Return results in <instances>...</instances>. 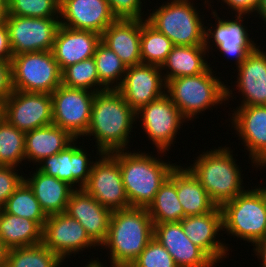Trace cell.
<instances>
[{
    "label": "cell",
    "mask_w": 266,
    "mask_h": 267,
    "mask_svg": "<svg viewBox=\"0 0 266 267\" xmlns=\"http://www.w3.org/2000/svg\"><path fill=\"white\" fill-rule=\"evenodd\" d=\"M21 170L14 166H0V209L24 180V172Z\"/></svg>",
    "instance_id": "cell-40"
},
{
    "label": "cell",
    "mask_w": 266,
    "mask_h": 267,
    "mask_svg": "<svg viewBox=\"0 0 266 267\" xmlns=\"http://www.w3.org/2000/svg\"><path fill=\"white\" fill-rule=\"evenodd\" d=\"M42 243L64 261L86 249L100 248L87 234L84 227L65 212L47 216L42 231ZM97 247V249H96ZM82 251V252H81ZM76 254V255H74Z\"/></svg>",
    "instance_id": "cell-14"
},
{
    "label": "cell",
    "mask_w": 266,
    "mask_h": 267,
    "mask_svg": "<svg viewBox=\"0 0 266 267\" xmlns=\"http://www.w3.org/2000/svg\"><path fill=\"white\" fill-rule=\"evenodd\" d=\"M140 36L141 19H117L104 30L101 41L129 67L142 63Z\"/></svg>",
    "instance_id": "cell-25"
},
{
    "label": "cell",
    "mask_w": 266,
    "mask_h": 267,
    "mask_svg": "<svg viewBox=\"0 0 266 267\" xmlns=\"http://www.w3.org/2000/svg\"><path fill=\"white\" fill-rule=\"evenodd\" d=\"M207 53L205 45H174L160 67L165 81L205 72L214 63L213 61L208 63L209 54Z\"/></svg>",
    "instance_id": "cell-28"
},
{
    "label": "cell",
    "mask_w": 266,
    "mask_h": 267,
    "mask_svg": "<svg viewBox=\"0 0 266 267\" xmlns=\"http://www.w3.org/2000/svg\"><path fill=\"white\" fill-rule=\"evenodd\" d=\"M220 208L224 234L248 244L265 238L266 197L259 186H248Z\"/></svg>",
    "instance_id": "cell-7"
},
{
    "label": "cell",
    "mask_w": 266,
    "mask_h": 267,
    "mask_svg": "<svg viewBox=\"0 0 266 267\" xmlns=\"http://www.w3.org/2000/svg\"><path fill=\"white\" fill-rule=\"evenodd\" d=\"M130 267H177L174 259L154 237Z\"/></svg>",
    "instance_id": "cell-39"
},
{
    "label": "cell",
    "mask_w": 266,
    "mask_h": 267,
    "mask_svg": "<svg viewBox=\"0 0 266 267\" xmlns=\"http://www.w3.org/2000/svg\"><path fill=\"white\" fill-rule=\"evenodd\" d=\"M6 120V100L0 98V124Z\"/></svg>",
    "instance_id": "cell-50"
},
{
    "label": "cell",
    "mask_w": 266,
    "mask_h": 267,
    "mask_svg": "<svg viewBox=\"0 0 266 267\" xmlns=\"http://www.w3.org/2000/svg\"><path fill=\"white\" fill-rule=\"evenodd\" d=\"M154 237L177 267H216L217 264L184 233L181 222L154 223Z\"/></svg>",
    "instance_id": "cell-22"
},
{
    "label": "cell",
    "mask_w": 266,
    "mask_h": 267,
    "mask_svg": "<svg viewBox=\"0 0 266 267\" xmlns=\"http://www.w3.org/2000/svg\"><path fill=\"white\" fill-rule=\"evenodd\" d=\"M6 120L23 132L51 125V94L14 90L6 99Z\"/></svg>",
    "instance_id": "cell-18"
},
{
    "label": "cell",
    "mask_w": 266,
    "mask_h": 267,
    "mask_svg": "<svg viewBox=\"0 0 266 267\" xmlns=\"http://www.w3.org/2000/svg\"><path fill=\"white\" fill-rule=\"evenodd\" d=\"M260 184L258 185L259 186V188L262 190V192L264 193V195H265V197H266V186H265V182H263L264 183V186L262 187V185H263V183H261V182H259Z\"/></svg>",
    "instance_id": "cell-52"
},
{
    "label": "cell",
    "mask_w": 266,
    "mask_h": 267,
    "mask_svg": "<svg viewBox=\"0 0 266 267\" xmlns=\"http://www.w3.org/2000/svg\"><path fill=\"white\" fill-rule=\"evenodd\" d=\"M176 189L185 217L203 215L216 207L202 184L184 163L176 165Z\"/></svg>",
    "instance_id": "cell-29"
},
{
    "label": "cell",
    "mask_w": 266,
    "mask_h": 267,
    "mask_svg": "<svg viewBox=\"0 0 266 267\" xmlns=\"http://www.w3.org/2000/svg\"><path fill=\"white\" fill-rule=\"evenodd\" d=\"M83 189L112 211L131 207L123 186L117 151L101 153L95 159Z\"/></svg>",
    "instance_id": "cell-12"
},
{
    "label": "cell",
    "mask_w": 266,
    "mask_h": 267,
    "mask_svg": "<svg viewBox=\"0 0 266 267\" xmlns=\"http://www.w3.org/2000/svg\"><path fill=\"white\" fill-rule=\"evenodd\" d=\"M11 66L14 90L51 94L62 84L61 70L52 51L13 55Z\"/></svg>",
    "instance_id": "cell-9"
},
{
    "label": "cell",
    "mask_w": 266,
    "mask_h": 267,
    "mask_svg": "<svg viewBox=\"0 0 266 267\" xmlns=\"http://www.w3.org/2000/svg\"><path fill=\"white\" fill-rule=\"evenodd\" d=\"M185 235L201 248L216 264L229 259L230 244L220 239L223 234L222 212L215 207L203 215L186 216L181 221ZM222 231V233H221Z\"/></svg>",
    "instance_id": "cell-20"
},
{
    "label": "cell",
    "mask_w": 266,
    "mask_h": 267,
    "mask_svg": "<svg viewBox=\"0 0 266 267\" xmlns=\"http://www.w3.org/2000/svg\"><path fill=\"white\" fill-rule=\"evenodd\" d=\"M117 90L135 111L166 94V81L161 68L155 65L139 64L129 66Z\"/></svg>",
    "instance_id": "cell-19"
},
{
    "label": "cell",
    "mask_w": 266,
    "mask_h": 267,
    "mask_svg": "<svg viewBox=\"0 0 266 267\" xmlns=\"http://www.w3.org/2000/svg\"><path fill=\"white\" fill-rule=\"evenodd\" d=\"M24 173V181L32 189L45 214H59L66 211L67 203L74 188L67 182L48 176L36 168ZM32 172V173H31Z\"/></svg>",
    "instance_id": "cell-26"
},
{
    "label": "cell",
    "mask_w": 266,
    "mask_h": 267,
    "mask_svg": "<svg viewBox=\"0 0 266 267\" xmlns=\"http://www.w3.org/2000/svg\"><path fill=\"white\" fill-rule=\"evenodd\" d=\"M93 58L99 82L106 89H117L128 68L125 63L102 41L97 45Z\"/></svg>",
    "instance_id": "cell-35"
},
{
    "label": "cell",
    "mask_w": 266,
    "mask_h": 267,
    "mask_svg": "<svg viewBox=\"0 0 266 267\" xmlns=\"http://www.w3.org/2000/svg\"><path fill=\"white\" fill-rule=\"evenodd\" d=\"M13 53L9 42V33L7 25L4 22L0 23V60L11 61Z\"/></svg>",
    "instance_id": "cell-44"
},
{
    "label": "cell",
    "mask_w": 266,
    "mask_h": 267,
    "mask_svg": "<svg viewBox=\"0 0 266 267\" xmlns=\"http://www.w3.org/2000/svg\"><path fill=\"white\" fill-rule=\"evenodd\" d=\"M147 210L153 223L180 222L185 217L177 196L176 166L160 186Z\"/></svg>",
    "instance_id": "cell-31"
},
{
    "label": "cell",
    "mask_w": 266,
    "mask_h": 267,
    "mask_svg": "<svg viewBox=\"0 0 266 267\" xmlns=\"http://www.w3.org/2000/svg\"><path fill=\"white\" fill-rule=\"evenodd\" d=\"M212 67L215 66H210L201 74L178 77L166 82V95L190 122L199 119L200 114L204 115L206 109H217L223 104L227 108L226 82L222 81L225 79L221 75L216 76L217 71Z\"/></svg>",
    "instance_id": "cell-5"
},
{
    "label": "cell",
    "mask_w": 266,
    "mask_h": 267,
    "mask_svg": "<svg viewBox=\"0 0 266 267\" xmlns=\"http://www.w3.org/2000/svg\"><path fill=\"white\" fill-rule=\"evenodd\" d=\"M136 149L137 147L134 150L132 148V151H117V162L120 165L122 182L130 206L148 208L177 162L175 164L169 159L166 160L164 157L167 156V152L157 151L155 155L152 151L150 153Z\"/></svg>",
    "instance_id": "cell-2"
},
{
    "label": "cell",
    "mask_w": 266,
    "mask_h": 267,
    "mask_svg": "<svg viewBox=\"0 0 266 267\" xmlns=\"http://www.w3.org/2000/svg\"><path fill=\"white\" fill-rule=\"evenodd\" d=\"M95 92L60 85L51 93L52 124L80 139L87 132Z\"/></svg>",
    "instance_id": "cell-11"
},
{
    "label": "cell",
    "mask_w": 266,
    "mask_h": 267,
    "mask_svg": "<svg viewBox=\"0 0 266 267\" xmlns=\"http://www.w3.org/2000/svg\"><path fill=\"white\" fill-rule=\"evenodd\" d=\"M56 1H57L58 5L60 6L66 0H56Z\"/></svg>",
    "instance_id": "cell-53"
},
{
    "label": "cell",
    "mask_w": 266,
    "mask_h": 267,
    "mask_svg": "<svg viewBox=\"0 0 266 267\" xmlns=\"http://www.w3.org/2000/svg\"><path fill=\"white\" fill-rule=\"evenodd\" d=\"M60 24L100 35L117 19L107 0H66L59 6Z\"/></svg>",
    "instance_id": "cell-21"
},
{
    "label": "cell",
    "mask_w": 266,
    "mask_h": 267,
    "mask_svg": "<svg viewBox=\"0 0 266 267\" xmlns=\"http://www.w3.org/2000/svg\"><path fill=\"white\" fill-rule=\"evenodd\" d=\"M2 210L11 215L36 221L42 228L47 220V215L24 180L10 195Z\"/></svg>",
    "instance_id": "cell-34"
},
{
    "label": "cell",
    "mask_w": 266,
    "mask_h": 267,
    "mask_svg": "<svg viewBox=\"0 0 266 267\" xmlns=\"http://www.w3.org/2000/svg\"><path fill=\"white\" fill-rule=\"evenodd\" d=\"M254 169H256L255 171L260 169V173H262L261 170H266V154L257 163H255Z\"/></svg>",
    "instance_id": "cell-51"
},
{
    "label": "cell",
    "mask_w": 266,
    "mask_h": 267,
    "mask_svg": "<svg viewBox=\"0 0 266 267\" xmlns=\"http://www.w3.org/2000/svg\"><path fill=\"white\" fill-rule=\"evenodd\" d=\"M107 1L116 19H146L147 15L144 14L145 7H143V4L145 6L147 0H107Z\"/></svg>",
    "instance_id": "cell-41"
},
{
    "label": "cell",
    "mask_w": 266,
    "mask_h": 267,
    "mask_svg": "<svg viewBox=\"0 0 266 267\" xmlns=\"http://www.w3.org/2000/svg\"><path fill=\"white\" fill-rule=\"evenodd\" d=\"M65 213L76 219L99 247L105 242L112 210L102 206L83 188L72 191Z\"/></svg>",
    "instance_id": "cell-23"
},
{
    "label": "cell",
    "mask_w": 266,
    "mask_h": 267,
    "mask_svg": "<svg viewBox=\"0 0 266 267\" xmlns=\"http://www.w3.org/2000/svg\"><path fill=\"white\" fill-rule=\"evenodd\" d=\"M8 250L0 239V267L6 264Z\"/></svg>",
    "instance_id": "cell-47"
},
{
    "label": "cell",
    "mask_w": 266,
    "mask_h": 267,
    "mask_svg": "<svg viewBox=\"0 0 266 267\" xmlns=\"http://www.w3.org/2000/svg\"><path fill=\"white\" fill-rule=\"evenodd\" d=\"M137 126L136 112L123 95L117 89H106L94 95L90 123L82 140L93 136L90 141L95 140L93 146L101 153L131 150V132Z\"/></svg>",
    "instance_id": "cell-1"
},
{
    "label": "cell",
    "mask_w": 266,
    "mask_h": 267,
    "mask_svg": "<svg viewBox=\"0 0 266 267\" xmlns=\"http://www.w3.org/2000/svg\"><path fill=\"white\" fill-rule=\"evenodd\" d=\"M42 231L36 221L0 209V239L8 249L42 243Z\"/></svg>",
    "instance_id": "cell-30"
},
{
    "label": "cell",
    "mask_w": 266,
    "mask_h": 267,
    "mask_svg": "<svg viewBox=\"0 0 266 267\" xmlns=\"http://www.w3.org/2000/svg\"><path fill=\"white\" fill-rule=\"evenodd\" d=\"M67 264L43 243L34 246L17 247L8 250V267H63Z\"/></svg>",
    "instance_id": "cell-33"
},
{
    "label": "cell",
    "mask_w": 266,
    "mask_h": 267,
    "mask_svg": "<svg viewBox=\"0 0 266 267\" xmlns=\"http://www.w3.org/2000/svg\"><path fill=\"white\" fill-rule=\"evenodd\" d=\"M100 42L101 35L96 32L60 25L51 51L62 71L69 65L92 58Z\"/></svg>",
    "instance_id": "cell-24"
},
{
    "label": "cell",
    "mask_w": 266,
    "mask_h": 267,
    "mask_svg": "<svg viewBox=\"0 0 266 267\" xmlns=\"http://www.w3.org/2000/svg\"><path fill=\"white\" fill-rule=\"evenodd\" d=\"M253 18H255V19L256 18L257 19H260L261 18L262 23L266 27V0H261V3L259 5V7L257 8V10H256L255 15L253 16Z\"/></svg>",
    "instance_id": "cell-46"
},
{
    "label": "cell",
    "mask_w": 266,
    "mask_h": 267,
    "mask_svg": "<svg viewBox=\"0 0 266 267\" xmlns=\"http://www.w3.org/2000/svg\"><path fill=\"white\" fill-rule=\"evenodd\" d=\"M13 91L11 61L0 60V98L6 100Z\"/></svg>",
    "instance_id": "cell-43"
},
{
    "label": "cell",
    "mask_w": 266,
    "mask_h": 267,
    "mask_svg": "<svg viewBox=\"0 0 266 267\" xmlns=\"http://www.w3.org/2000/svg\"><path fill=\"white\" fill-rule=\"evenodd\" d=\"M105 264H107V262H105V263H104V261L101 262L99 257L92 258V256H91V259L88 261V263L85 264V266L83 265V267H106Z\"/></svg>",
    "instance_id": "cell-48"
},
{
    "label": "cell",
    "mask_w": 266,
    "mask_h": 267,
    "mask_svg": "<svg viewBox=\"0 0 266 267\" xmlns=\"http://www.w3.org/2000/svg\"><path fill=\"white\" fill-rule=\"evenodd\" d=\"M173 42L157 31L146 19H141L140 51L142 64L161 67L173 49Z\"/></svg>",
    "instance_id": "cell-32"
},
{
    "label": "cell",
    "mask_w": 266,
    "mask_h": 267,
    "mask_svg": "<svg viewBox=\"0 0 266 267\" xmlns=\"http://www.w3.org/2000/svg\"><path fill=\"white\" fill-rule=\"evenodd\" d=\"M24 141L25 132L7 120L0 124V166H19L22 169L21 166L26 165Z\"/></svg>",
    "instance_id": "cell-36"
},
{
    "label": "cell",
    "mask_w": 266,
    "mask_h": 267,
    "mask_svg": "<svg viewBox=\"0 0 266 267\" xmlns=\"http://www.w3.org/2000/svg\"><path fill=\"white\" fill-rule=\"evenodd\" d=\"M61 80L62 85L69 88L84 89L95 93L106 90L99 82L93 57L64 68L61 71Z\"/></svg>",
    "instance_id": "cell-37"
},
{
    "label": "cell",
    "mask_w": 266,
    "mask_h": 267,
    "mask_svg": "<svg viewBox=\"0 0 266 267\" xmlns=\"http://www.w3.org/2000/svg\"><path fill=\"white\" fill-rule=\"evenodd\" d=\"M261 45L263 43L249 53L243 63L234 70L238 75L232 77L237 79H235V83L231 82L230 84L236 88H230L225 80L227 104L232 99L236 101L237 97L234 96L237 95L234 94L238 92V94L240 93V97H238L240 103L237 106L266 105V50L264 51V45L261 49Z\"/></svg>",
    "instance_id": "cell-16"
},
{
    "label": "cell",
    "mask_w": 266,
    "mask_h": 267,
    "mask_svg": "<svg viewBox=\"0 0 266 267\" xmlns=\"http://www.w3.org/2000/svg\"><path fill=\"white\" fill-rule=\"evenodd\" d=\"M203 1L204 2L201 4H203L206 9L208 8L207 10L211 9L209 14L211 13V18L213 16V20L215 21L214 24H212L211 22L208 23L206 20L205 47L208 54L212 51L214 52V49H218L220 54H224L221 57L229 58L227 61L232 60L235 62L234 65H236V67H232V70H234V68H238L243 63L246 56L258 46L255 37L253 39L250 37L253 33H248L249 31L251 32V29H248V22L245 21L246 18L249 19L252 17L249 15H232L230 16L232 19H230L222 15L220 18L217 8L213 9L215 5H211L210 0Z\"/></svg>",
    "instance_id": "cell-8"
},
{
    "label": "cell",
    "mask_w": 266,
    "mask_h": 267,
    "mask_svg": "<svg viewBox=\"0 0 266 267\" xmlns=\"http://www.w3.org/2000/svg\"><path fill=\"white\" fill-rule=\"evenodd\" d=\"M153 238L154 223L147 208L114 210L100 250L109 253V267H130Z\"/></svg>",
    "instance_id": "cell-3"
},
{
    "label": "cell",
    "mask_w": 266,
    "mask_h": 267,
    "mask_svg": "<svg viewBox=\"0 0 266 267\" xmlns=\"http://www.w3.org/2000/svg\"><path fill=\"white\" fill-rule=\"evenodd\" d=\"M136 122L140 123L143 129L140 132L147 135L152 147L163 152L170 151L181 134L183 123H189L166 94L137 111Z\"/></svg>",
    "instance_id": "cell-10"
},
{
    "label": "cell",
    "mask_w": 266,
    "mask_h": 267,
    "mask_svg": "<svg viewBox=\"0 0 266 267\" xmlns=\"http://www.w3.org/2000/svg\"><path fill=\"white\" fill-rule=\"evenodd\" d=\"M74 140L67 131L54 124L25 132L26 164L35 167L44 158L64 150Z\"/></svg>",
    "instance_id": "cell-27"
},
{
    "label": "cell",
    "mask_w": 266,
    "mask_h": 267,
    "mask_svg": "<svg viewBox=\"0 0 266 267\" xmlns=\"http://www.w3.org/2000/svg\"><path fill=\"white\" fill-rule=\"evenodd\" d=\"M212 147L213 149L200 152L192 160L194 162L186 164V167L202 184L211 201L221 207L248 187L244 184L243 170L238 165L240 162L236 163L231 146Z\"/></svg>",
    "instance_id": "cell-4"
},
{
    "label": "cell",
    "mask_w": 266,
    "mask_h": 267,
    "mask_svg": "<svg viewBox=\"0 0 266 267\" xmlns=\"http://www.w3.org/2000/svg\"><path fill=\"white\" fill-rule=\"evenodd\" d=\"M7 16V0H0V23L4 22Z\"/></svg>",
    "instance_id": "cell-49"
},
{
    "label": "cell",
    "mask_w": 266,
    "mask_h": 267,
    "mask_svg": "<svg viewBox=\"0 0 266 267\" xmlns=\"http://www.w3.org/2000/svg\"><path fill=\"white\" fill-rule=\"evenodd\" d=\"M82 142L75 139L58 154L44 158L35 168L48 176H53L67 182L74 189L83 188L90 177L94 159L101 152L96 149V154L95 156L93 155V158L91 152L89 153L90 149L87 151L86 145L83 146L84 141ZM80 143H82L81 146Z\"/></svg>",
    "instance_id": "cell-15"
},
{
    "label": "cell",
    "mask_w": 266,
    "mask_h": 267,
    "mask_svg": "<svg viewBox=\"0 0 266 267\" xmlns=\"http://www.w3.org/2000/svg\"><path fill=\"white\" fill-rule=\"evenodd\" d=\"M169 1V2H168ZM195 0H167L150 14L146 21L157 31L167 36L174 45H205V11L199 10ZM196 3V5H195ZM202 14V15H200Z\"/></svg>",
    "instance_id": "cell-6"
},
{
    "label": "cell",
    "mask_w": 266,
    "mask_h": 267,
    "mask_svg": "<svg viewBox=\"0 0 266 267\" xmlns=\"http://www.w3.org/2000/svg\"><path fill=\"white\" fill-rule=\"evenodd\" d=\"M210 1L211 4L215 3L214 0ZM221 1L220 0L217 1L221 3L220 5V7L222 6L221 11L224 8L225 11L228 9L230 12L229 16L232 14V15H249V16L251 15L253 17L257 8L261 3V0H221Z\"/></svg>",
    "instance_id": "cell-42"
},
{
    "label": "cell",
    "mask_w": 266,
    "mask_h": 267,
    "mask_svg": "<svg viewBox=\"0 0 266 267\" xmlns=\"http://www.w3.org/2000/svg\"><path fill=\"white\" fill-rule=\"evenodd\" d=\"M7 15L59 18V5L56 0H7Z\"/></svg>",
    "instance_id": "cell-38"
},
{
    "label": "cell",
    "mask_w": 266,
    "mask_h": 267,
    "mask_svg": "<svg viewBox=\"0 0 266 267\" xmlns=\"http://www.w3.org/2000/svg\"><path fill=\"white\" fill-rule=\"evenodd\" d=\"M253 246V255L260 259L259 266L260 267H266V239H261L256 241L255 243L252 244Z\"/></svg>",
    "instance_id": "cell-45"
},
{
    "label": "cell",
    "mask_w": 266,
    "mask_h": 267,
    "mask_svg": "<svg viewBox=\"0 0 266 267\" xmlns=\"http://www.w3.org/2000/svg\"><path fill=\"white\" fill-rule=\"evenodd\" d=\"M9 42L13 55L51 51L60 27L59 18H32L7 15Z\"/></svg>",
    "instance_id": "cell-13"
},
{
    "label": "cell",
    "mask_w": 266,
    "mask_h": 267,
    "mask_svg": "<svg viewBox=\"0 0 266 267\" xmlns=\"http://www.w3.org/2000/svg\"><path fill=\"white\" fill-rule=\"evenodd\" d=\"M229 111L226 122H230L228 127L234 130L235 136L244 146L243 152L248 153V163L254 168L266 154V105L237 106ZM232 112V113H230ZM232 114V115H231ZM236 131V132H235ZM251 163H250V162Z\"/></svg>",
    "instance_id": "cell-17"
}]
</instances>
